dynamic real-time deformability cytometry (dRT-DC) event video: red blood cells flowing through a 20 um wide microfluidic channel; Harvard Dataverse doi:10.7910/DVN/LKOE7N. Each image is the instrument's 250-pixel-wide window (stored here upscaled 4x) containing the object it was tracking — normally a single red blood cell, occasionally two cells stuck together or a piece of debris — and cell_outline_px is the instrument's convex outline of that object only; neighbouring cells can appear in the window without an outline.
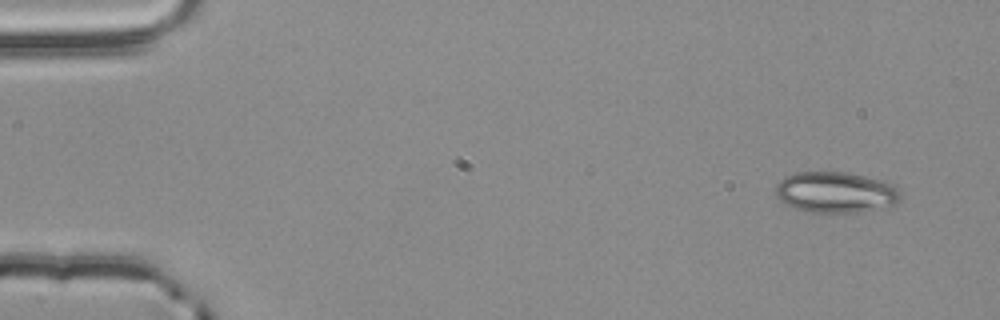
{"species": "common noctule bat (a hibernating species)", "species_latin": "Nyctalus noctula", "temperature_condition": "room temperature", "stored_images_in_passage": 4, "camera_frame_rate_fps": 3000, "um_per_image_px": 0.085, "animal": {"sex": "male", "body_mass_g": 20.4}, "frame": {"image": 1, "passage_image": 1, "time_ms": 0.0, "image_size_px": [1000, 320], "cell_outline_px": [[900, 200], [896, 204], [864, 212], [808, 212], [796, 208], [780, 200], [776, 196], [776, 184], [784, 176], [796, 172], [844, 172], [884, 180], [896, 184], [900, 192]], "centroid_in_image_um": [71.07, 16.34], "position_along_channel_um": 13.9, "area_um2": 30.0}}
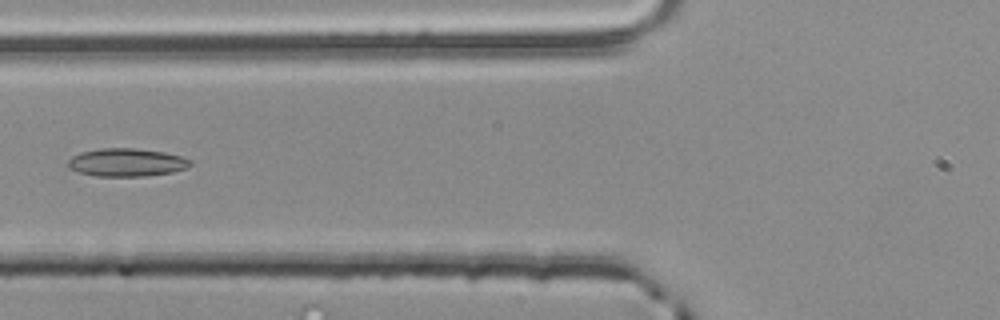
{"frame": {"image": 2, "passage_image": 4, "time_ms": 1.0, "image_size_px": [1000, 320], "cell_outline_px": [[192, 164], [188, 168], [172, 172], [144, 176], [96, 176], [80, 172], [68, 168], [68, 160], [72, 156], [80, 152], [100, 148], [136, 148], [164, 152], [180, 156], [192, 160]], "centroid_in_image_um": [10.77, 13.8], "position_along_channel_um": 115.0, "area_um2": 20.06}}